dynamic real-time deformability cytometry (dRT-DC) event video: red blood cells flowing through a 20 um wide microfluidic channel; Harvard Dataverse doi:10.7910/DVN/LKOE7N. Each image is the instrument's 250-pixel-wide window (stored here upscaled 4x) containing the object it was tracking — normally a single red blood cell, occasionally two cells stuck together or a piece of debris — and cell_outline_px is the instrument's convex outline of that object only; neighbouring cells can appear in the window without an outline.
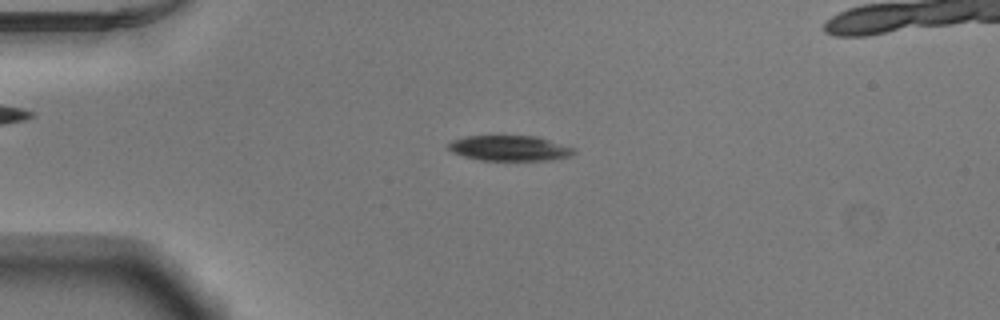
{"species": "Egyptian fruit bat (a non-hibernating species)", "species_latin": "Rousettus aegyptiacus", "temperature_condition": "warm", "stored_images_in_passage": 54, "segment_of_instrument_passage": [1, 2], "camera_frame_rate_fps": 3000, "um_per_image_px": 0.085, "animal": {"sex": "male"}, "frame": {"image": 1, "passage_image": 14, "time_ms": 4.333, "image_size_px": [1000, 320], "cell_outline_px": [[576, 152], [572, 156], [552, 160], [480, 160], [464, 156], [452, 152], [448, 148], [448, 144], [452, 140], [464, 136], [536, 136], [576, 148]], "centroid_in_image_um": [43.35, 12.6], "position_along_channel_um": 41.7, "area_um2": 18.61}}
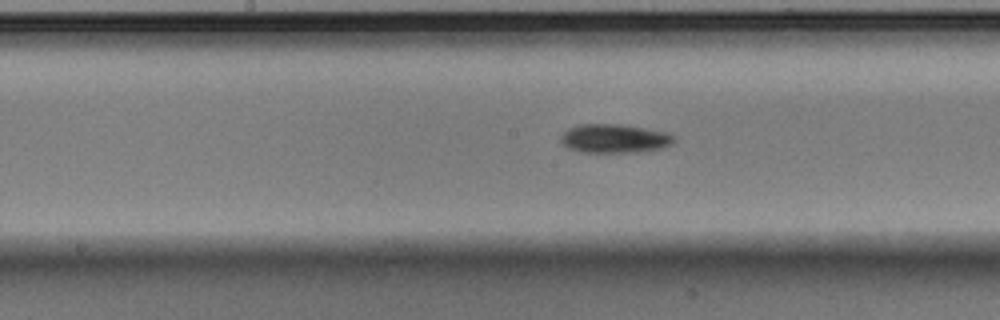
{"frame": {"image": 2, "passage_image": 28, "time_ms": 9.0, "image_size_px": [1000, 320], "cell_outline_px": [[676, 140], [672, 144], [660, 148], [640, 152], [580, 152], [568, 148], [560, 140], [560, 136], [568, 128], [580, 124], [616, 124], [644, 128], [668, 132], [676, 136]], "centroid_in_image_um": [52.24, 11.77], "position_along_channel_um": 196.0, "area_um2": 19.07}}
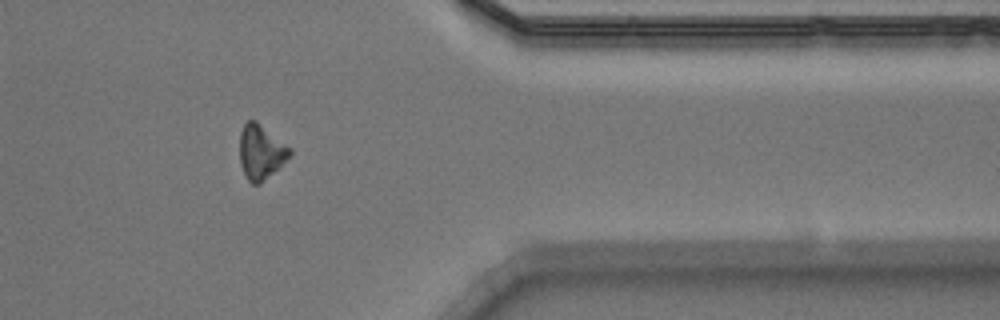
{"frame": {"image": 3, "passage_image": 44, "time_ms": 14.333, "image_size_px": [1000, 320], "cell_outline_px": [[292, 156], [260, 184], [252, 184], [248, 180], [240, 164], [240, 132], [244, 124], [248, 120], [256, 120], [292, 148]], "centroid_in_image_um": [22.2, 12.91], "position_along_channel_um": 389.2, "area_um2": 16.13}}